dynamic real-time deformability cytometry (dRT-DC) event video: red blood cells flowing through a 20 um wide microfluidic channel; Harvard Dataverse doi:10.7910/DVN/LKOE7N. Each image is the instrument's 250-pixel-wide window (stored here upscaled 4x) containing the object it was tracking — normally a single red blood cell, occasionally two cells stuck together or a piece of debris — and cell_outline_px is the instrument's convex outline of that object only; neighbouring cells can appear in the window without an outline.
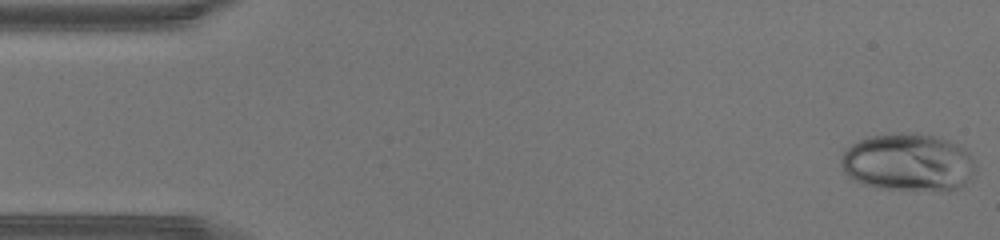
{"species": "human", "species_latin": "Homo sapiens", "temperature_condition": "warm", "stored_images_in_passage": 44, "camera_frame_rate_fps": 3000, "um_per_image_px": 0.085, "donor": {"sex": "male"}, "frame": {"image": 1, "passage_image": 1, "time_ms": 0.0, "image_size_px": [1000, 240], "cell_outline_px": [[976, 164], [972, 180], [960, 188], [948, 192], [944, 192], [880, 188], [864, 184], [852, 180], [844, 172], [840, 164], [840, 160], [844, 152], [852, 144], [860, 140], [872, 136], [900, 132], [916, 132], [948, 140], [964, 148], [972, 156]], "centroid_in_image_um": [77.25, 13.83], "position_along_channel_um": 7.8, "area_um2": 46.01}}
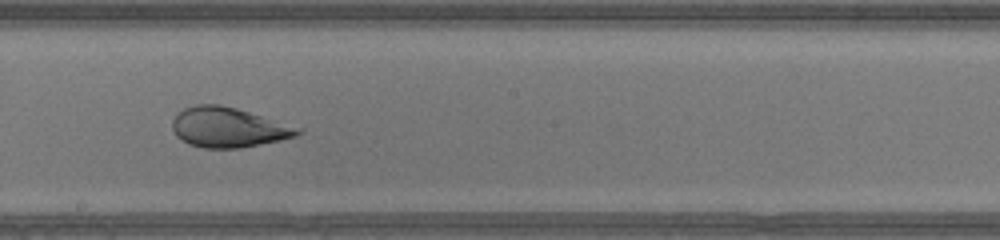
{"frame": {"image": 2, "passage_image": 24, "time_ms": 7.667, "image_size_px": [1000, 240], "cell_outline_px": [[304, 128], [296, 136], [280, 140], [240, 148], [204, 148], [188, 144], [176, 136], [172, 128], [172, 120], [176, 112], [184, 108], [196, 104], [220, 104], [236, 108]], "centroid_in_image_um": [19.38, 10.82], "position_along_channel_um": 228.8, "area_um2": 29.36}}
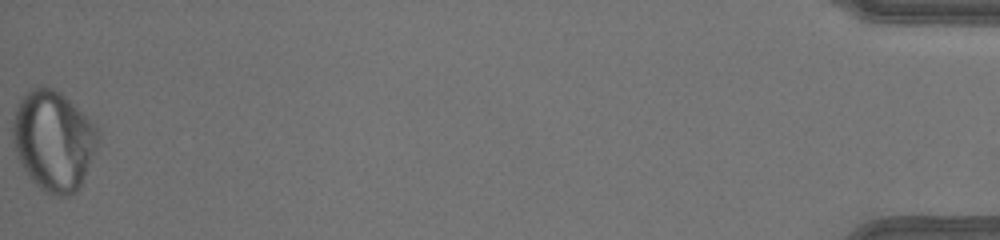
{"frame": {"image": 3, "passage_image": 44, "time_ms": 14.333, "image_size_px": [1000, 240], "cell_outline_px": [[100, 136], [84, 176], [76, 192], [72, 196], [52, 196], [44, 192], [28, 176], [20, 164], [16, 152], [12, 136], [12, 124], [16, 108], [20, 96], [24, 92], [40, 84], [52, 88], [60, 92], [100, 132]], "centroid_in_image_um": [4.49, 11.95], "position_along_channel_um": 430.7, "area_um2": 49.42}}